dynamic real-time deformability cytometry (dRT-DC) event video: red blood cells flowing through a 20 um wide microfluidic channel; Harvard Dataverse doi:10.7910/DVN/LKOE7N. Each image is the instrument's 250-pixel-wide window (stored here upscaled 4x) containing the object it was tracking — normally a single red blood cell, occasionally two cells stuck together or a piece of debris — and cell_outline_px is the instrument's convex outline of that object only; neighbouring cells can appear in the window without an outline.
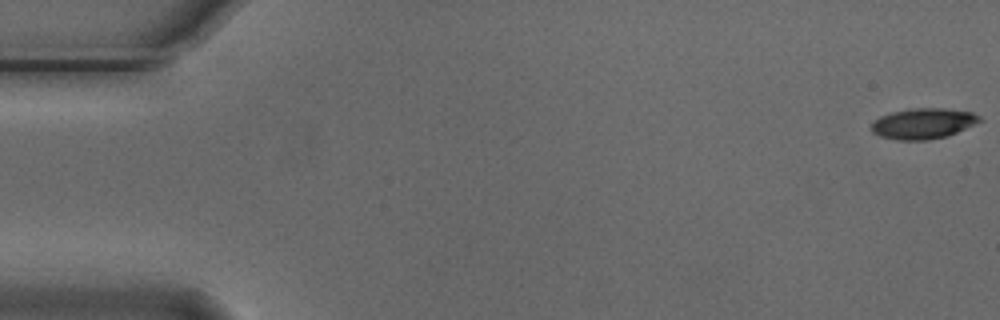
{"species": "Egyptian fruit bat (a non-hibernating species)", "species_latin": "Rousettus aegyptiacus", "temperature_condition": "cold", "stored_images_in_passage": 12, "camera_frame_rate_fps": 3000, "um_per_image_px": 0.085, "animal": {"sex": "male"}, "frame": {"image": 1, "passage_image": 1, "time_ms": 0.0, "image_size_px": [1000, 320], "cell_outline_px": [[984, 120], [948, 136], [928, 140], [896, 140], [880, 136], [872, 132], [872, 124], [880, 116], [892, 112], [908, 108], [944, 108], [972, 112], [980, 116]], "centroid_in_image_um": [78.5, 10.5], "position_along_channel_um": 6.5, "area_um2": 19.42}}